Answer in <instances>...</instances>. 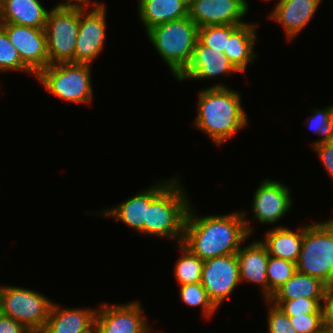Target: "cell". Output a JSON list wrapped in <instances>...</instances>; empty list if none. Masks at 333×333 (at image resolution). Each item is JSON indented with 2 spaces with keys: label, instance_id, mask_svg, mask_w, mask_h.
Instances as JSON below:
<instances>
[{
  "label": "cell",
  "instance_id": "39",
  "mask_svg": "<svg viewBox=\"0 0 333 333\" xmlns=\"http://www.w3.org/2000/svg\"><path fill=\"white\" fill-rule=\"evenodd\" d=\"M316 333H331V331L328 328L323 327L320 331Z\"/></svg>",
  "mask_w": 333,
  "mask_h": 333
},
{
  "label": "cell",
  "instance_id": "7",
  "mask_svg": "<svg viewBox=\"0 0 333 333\" xmlns=\"http://www.w3.org/2000/svg\"><path fill=\"white\" fill-rule=\"evenodd\" d=\"M53 301L36 290L0 286V314L13 318L32 333H40L49 317Z\"/></svg>",
  "mask_w": 333,
  "mask_h": 333
},
{
  "label": "cell",
  "instance_id": "11",
  "mask_svg": "<svg viewBox=\"0 0 333 333\" xmlns=\"http://www.w3.org/2000/svg\"><path fill=\"white\" fill-rule=\"evenodd\" d=\"M291 190L281 181L264 179L253 194L252 217L261 224L278 223L292 208Z\"/></svg>",
  "mask_w": 333,
  "mask_h": 333
},
{
  "label": "cell",
  "instance_id": "20",
  "mask_svg": "<svg viewBox=\"0 0 333 333\" xmlns=\"http://www.w3.org/2000/svg\"><path fill=\"white\" fill-rule=\"evenodd\" d=\"M259 23L246 22L239 25L228 37L224 55L233 64V66L243 73L247 67L255 61V43H257L258 34L256 33ZM254 50V51H253Z\"/></svg>",
  "mask_w": 333,
  "mask_h": 333
},
{
  "label": "cell",
  "instance_id": "17",
  "mask_svg": "<svg viewBox=\"0 0 333 333\" xmlns=\"http://www.w3.org/2000/svg\"><path fill=\"white\" fill-rule=\"evenodd\" d=\"M322 0H278L270 12L268 19L282 26L288 41L308 26L315 16Z\"/></svg>",
  "mask_w": 333,
  "mask_h": 333
},
{
  "label": "cell",
  "instance_id": "9",
  "mask_svg": "<svg viewBox=\"0 0 333 333\" xmlns=\"http://www.w3.org/2000/svg\"><path fill=\"white\" fill-rule=\"evenodd\" d=\"M106 8V4L100 3L98 0L79 4V31L76 39L75 63L93 65V61L103 52L107 35Z\"/></svg>",
  "mask_w": 333,
  "mask_h": 333
},
{
  "label": "cell",
  "instance_id": "30",
  "mask_svg": "<svg viewBox=\"0 0 333 333\" xmlns=\"http://www.w3.org/2000/svg\"><path fill=\"white\" fill-rule=\"evenodd\" d=\"M242 24L208 25L199 27L198 39L206 46L223 54L230 34Z\"/></svg>",
  "mask_w": 333,
  "mask_h": 333
},
{
  "label": "cell",
  "instance_id": "13",
  "mask_svg": "<svg viewBox=\"0 0 333 333\" xmlns=\"http://www.w3.org/2000/svg\"><path fill=\"white\" fill-rule=\"evenodd\" d=\"M17 49L21 61L37 76L49 65L44 28L21 26L12 23L0 25Z\"/></svg>",
  "mask_w": 333,
  "mask_h": 333
},
{
  "label": "cell",
  "instance_id": "3",
  "mask_svg": "<svg viewBox=\"0 0 333 333\" xmlns=\"http://www.w3.org/2000/svg\"><path fill=\"white\" fill-rule=\"evenodd\" d=\"M180 175L176 177L150 202L147 209L144 234L180 244L184 238V226L191 200L181 183Z\"/></svg>",
  "mask_w": 333,
  "mask_h": 333
},
{
  "label": "cell",
  "instance_id": "18",
  "mask_svg": "<svg viewBox=\"0 0 333 333\" xmlns=\"http://www.w3.org/2000/svg\"><path fill=\"white\" fill-rule=\"evenodd\" d=\"M239 262L241 284L244 282L259 285L264 300H268L267 265L269 255L259 239L241 246L236 253Z\"/></svg>",
  "mask_w": 333,
  "mask_h": 333
},
{
  "label": "cell",
  "instance_id": "33",
  "mask_svg": "<svg viewBox=\"0 0 333 333\" xmlns=\"http://www.w3.org/2000/svg\"><path fill=\"white\" fill-rule=\"evenodd\" d=\"M289 319L297 333H316L324 327L323 314L289 316Z\"/></svg>",
  "mask_w": 333,
  "mask_h": 333
},
{
  "label": "cell",
  "instance_id": "2",
  "mask_svg": "<svg viewBox=\"0 0 333 333\" xmlns=\"http://www.w3.org/2000/svg\"><path fill=\"white\" fill-rule=\"evenodd\" d=\"M194 127L222 146L249 124L241 94L224 83L199 90Z\"/></svg>",
  "mask_w": 333,
  "mask_h": 333
},
{
  "label": "cell",
  "instance_id": "12",
  "mask_svg": "<svg viewBox=\"0 0 333 333\" xmlns=\"http://www.w3.org/2000/svg\"><path fill=\"white\" fill-rule=\"evenodd\" d=\"M96 323L98 333H146L150 326L138 300L97 307Z\"/></svg>",
  "mask_w": 333,
  "mask_h": 333
},
{
  "label": "cell",
  "instance_id": "40",
  "mask_svg": "<svg viewBox=\"0 0 333 333\" xmlns=\"http://www.w3.org/2000/svg\"><path fill=\"white\" fill-rule=\"evenodd\" d=\"M151 331L152 332L154 331L153 333H162V332H158V331L155 332V330H153L152 326H149L146 330V333H150Z\"/></svg>",
  "mask_w": 333,
  "mask_h": 333
},
{
  "label": "cell",
  "instance_id": "34",
  "mask_svg": "<svg viewBox=\"0 0 333 333\" xmlns=\"http://www.w3.org/2000/svg\"><path fill=\"white\" fill-rule=\"evenodd\" d=\"M315 154L322 162L325 170L333 180V141L322 142L312 147Z\"/></svg>",
  "mask_w": 333,
  "mask_h": 333
},
{
  "label": "cell",
  "instance_id": "28",
  "mask_svg": "<svg viewBox=\"0 0 333 333\" xmlns=\"http://www.w3.org/2000/svg\"><path fill=\"white\" fill-rule=\"evenodd\" d=\"M312 115L305 122L309 129L322 138L312 142V147L322 143L333 141V104L321 108H312Z\"/></svg>",
  "mask_w": 333,
  "mask_h": 333
},
{
  "label": "cell",
  "instance_id": "37",
  "mask_svg": "<svg viewBox=\"0 0 333 333\" xmlns=\"http://www.w3.org/2000/svg\"><path fill=\"white\" fill-rule=\"evenodd\" d=\"M87 2H91V0H64L57 3V5H79Z\"/></svg>",
  "mask_w": 333,
  "mask_h": 333
},
{
  "label": "cell",
  "instance_id": "23",
  "mask_svg": "<svg viewBox=\"0 0 333 333\" xmlns=\"http://www.w3.org/2000/svg\"><path fill=\"white\" fill-rule=\"evenodd\" d=\"M50 9L39 0H1V22L44 28Z\"/></svg>",
  "mask_w": 333,
  "mask_h": 333
},
{
  "label": "cell",
  "instance_id": "5",
  "mask_svg": "<svg viewBox=\"0 0 333 333\" xmlns=\"http://www.w3.org/2000/svg\"><path fill=\"white\" fill-rule=\"evenodd\" d=\"M297 272L333 285V219L304 225Z\"/></svg>",
  "mask_w": 333,
  "mask_h": 333
},
{
  "label": "cell",
  "instance_id": "29",
  "mask_svg": "<svg viewBox=\"0 0 333 333\" xmlns=\"http://www.w3.org/2000/svg\"><path fill=\"white\" fill-rule=\"evenodd\" d=\"M25 72L36 78V75L21 61L20 55L10 42L6 31L0 26V73Z\"/></svg>",
  "mask_w": 333,
  "mask_h": 333
},
{
  "label": "cell",
  "instance_id": "36",
  "mask_svg": "<svg viewBox=\"0 0 333 333\" xmlns=\"http://www.w3.org/2000/svg\"><path fill=\"white\" fill-rule=\"evenodd\" d=\"M0 333H32L11 317L0 314Z\"/></svg>",
  "mask_w": 333,
  "mask_h": 333
},
{
  "label": "cell",
  "instance_id": "22",
  "mask_svg": "<svg viewBox=\"0 0 333 333\" xmlns=\"http://www.w3.org/2000/svg\"><path fill=\"white\" fill-rule=\"evenodd\" d=\"M138 18L145 32L154 26L188 17L189 0H138Z\"/></svg>",
  "mask_w": 333,
  "mask_h": 333
},
{
  "label": "cell",
  "instance_id": "24",
  "mask_svg": "<svg viewBox=\"0 0 333 333\" xmlns=\"http://www.w3.org/2000/svg\"><path fill=\"white\" fill-rule=\"evenodd\" d=\"M327 286L319 278L296 271L268 300L324 299Z\"/></svg>",
  "mask_w": 333,
  "mask_h": 333
},
{
  "label": "cell",
  "instance_id": "38",
  "mask_svg": "<svg viewBox=\"0 0 333 333\" xmlns=\"http://www.w3.org/2000/svg\"><path fill=\"white\" fill-rule=\"evenodd\" d=\"M81 333H98V327L96 321L90 327L83 330Z\"/></svg>",
  "mask_w": 333,
  "mask_h": 333
},
{
  "label": "cell",
  "instance_id": "21",
  "mask_svg": "<svg viewBox=\"0 0 333 333\" xmlns=\"http://www.w3.org/2000/svg\"><path fill=\"white\" fill-rule=\"evenodd\" d=\"M264 238L259 239L268 255L297 263L302 248L304 225L294 231L285 225L270 228Z\"/></svg>",
  "mask_w": 333,
  "mask_h": 333
},
{
  "label": "cell",
  "instance_id": "19",
  "mask_svg": "<svg viewBox=\"0 0 333 333\" xmlns=\"http://www.w3.org/2000/svg\"><path fill=\"white\" fill-rule=\"evenodd\" d=\"M97 308H63L53 302L47 322L40 333H81L96 320Z\"/></svg>",
  "mask_w": 333,
  "mask_h": 333
},
{
  "label": "cell",
  "instance_id": "27",
  "mask_svg": "<svg viewBox=\"0 0 333 333\" xmlns=\"http://www.w3.org/2000/svg\"><path fill=\"white\" fill-rule=\"evenodd\" d=\"M297 271L296 263L269 255L267 265L268 299Z\"/></svg>",
  "mask_w": 333,
  "mask_h": 333
},
{
  "label": "cell",
  "instance_id": "4",
  "mask_svg": "<svg viewBox=\"0 0 333 333\" xmlns=\"http://www.w3.org/2000/svg\"><path fill=\"white\" fill-rule=\"evenodd\" d=\"M198 29L188 16L154 26L145 34L175 78L191 62Z\"/></svg>",
  "mask_w": 333,
  "mask_h": 333
},
{
  "label": "cell",
  "instance_id": "32",
  "mask_svg": "<svg viewBox=\"0 0 333 333\" xmlns=\"http://www.w3.org/2000/svg\"><path fill=\"white\" fill-rule=\"evenodd\" d=\"M267 305V329L268 333H297L292 327L289 316L270 300H265Z\"/></svg>",
  "mask_w": 333,
  "mask_h": 333
},
{
  "label": "cell",
  "instance_id": "14",
  "mask_svg": "<svg viewBox=\"0 0 333 333\" xmlns=\"http://www.w3.org/2000/svg\"><path fill=\"white\" fill-rule=\"evenodd\" d=\"M176 176L166 179H160L153 182L149 187L135 193L124 202H120L113 207L105 208L100 212H96L99 216H105L118 220L125 224L128 228L137 233L144 235V223H146L147 209L150 202L175 178ZM157 183V184H155Z\"/></svg>",
  "mask_w": 333,
  "mask_h": 333
},
{
  "label": "cell",
  "instance_id": "10",
  "mask_svg": "<svg viewBox=\"0 0 333 333\" xmlns=\"http://www.w3.org/2000/svg\"><path fill=\"white\" fill-rule=\"evenodd\" d=\"M201 284L219 309L241 284L236 253L204 260Z\"/></svg>",
  "mask_w": 333,
  "mask_h": 333
},
{
  "label": "cell",
  "instance_id": "42",
  "mask_svg": "<svg viewBox=\"0 0 333 333\" xmlns=\"http://www.w3.org/2000/svg\"><path fill=\"white\" fill-rule=\"evenodd\" d=\"M328 329L333 333V324Z\"/></svg>",
  "mask_w": 333,
  "mask_h": 333
},
{
  "label": "cell",
  "instance_id": "26",
  "mask_svg": "<svg viewBox=\"0 0 333 333\" xmlns=\"http://www.w3.org/2000/svg\"><path fill=\"white\" fill-rule=\"evenodd\" d=\"M179 297L183 304L189 307H199L202 310V316L212 318L218 308L209 299L207 291L201 283H192L179 285Z\"/></svg>",
  "mask_w": 333,
  "mask_h": 333
},
{
  "label": "cell",
  "instance_id": "1",
  "mask_svg": "<svg viewBox=\"0 0 333 333\" xmlns=\"http://www.w3.org/2000/svg\"><path fill=\"white\" fill-rule=\"evenodd\" d=\"M194 207L187 213L182 244L203 261L237 253L254 232L246 210L200 216Z\"/></svg>",
  "mask_w": 333,
  "mask_h": 333
},
{
  "label": "cell",
  "instance_id": "25",
  "mask_svg": "<svg viewBox=\"0 0 333 333\" xmlns=\"http://www.w3.org/2000/svg\"><path fill=\"white\" fill-rule=\"evenodd\" d=\"M177 247L181 252V256L176 260L173 272L178 285L201 283L204 261L193 254L182 243L177 244Z\"/></svg>",
  "mask_w": 333,
  "mask_h": 333
},
{
  "label": "cell",
  "instance_id": "8",
  "mask_svg": "<svg viewBox=\"0 0 333 333\" xmlns=\"http://www.w3.org/2000/svg\"><path fill=\"white\" fill-rule=\"evenodd\" d=\"M79 31V5H55L48 13L44 33L49 65L75 63L76 39Z\"/></svg>",
  "mask_w": 333,
  "mask_h": 333
},
{
  "label": "cell",
  "instance_id": "15",
  "mask_svg": "<svg viewBox=\"0 0 333 333\" xmlns=\"http://www.w3.org/2000/svg\"><path fill=\"white\" fill-rule=\"evenodd\" d=\"M247 0H189L188 16L198 26L245 24Z\"/></svg>",
  "mask_w": 333,
  "mask_h": 333
},
{
  "label": "cell",
  "instance_id": "16",
  "mask_svg": "<svg viewBox=\"0 0 333 333\" xmlns=\"http://www.w3.org/2000/svg\"><path fill=\"white\" fill-rule=\"evenodd\" d=\"M239 71L233 66L224 54L204 45L199 39L194 47L190 64L176 78L179 82L184 80H208L217 77H227Z\"/></svg>",
  "mask_w": 333,
  "mask_h": 333
},
{
  "label": "cell",
  "instance_id": "6",
  "mask_svg": "<svg viewBox=\"0 0 333 333\" xmlns=\"http://www.w3.org/2000/svg\"><path fill=\"white\" fill-rule=\"evenodd\" d=\"M92 65L60 62L48 65L37 76L45 90L63 101L76 104L93 102Z\"/></svg>",
  "mask_w": 333,
  "mask_h": 333
},
{
  "label": "cell",
  "instance_id": "35",
  "mask_svg": "<svg viewBox=\"0 0 333 333\" xmlns=\"http://www.w3.org/2000/svg\"><path fill=\"white\" fill-rule=\"evenodd\" d=\"M323 326L329 328L333 324V285L327 286L322 301Z\"/></svg>",
  "mask_w": 333,
  "mask_h": 333
},
{
  "label": "cell",
  "instance_id": "41",
  "mask_svg": "<svg viewBox=\"0 0 333 333\" xmlns=\"http://www.w3.org/2000/svg\"><path fill=\"white\" fill-rule=\"evenodd\" d=\"M1 0H0V25H1Z\"/></svg>",
  "mask_w": 333,
  "mask_h": 333
},
{
  "label": "cell",
  "instance_id": "31",
  "mask_svg": "<svg viewBox=\"0 0 333 333\" xmlns=\"http://www.w3.org/2000/svg\"><path fill=\"white\" fill-rule=\"evenodd\" d=\"M278 306L287 316L303 314H323V299L297 298L293 300H270Z\"/></svg>",
  "mask_w": 333,
  "mask_h": 333
}]
</instances>
